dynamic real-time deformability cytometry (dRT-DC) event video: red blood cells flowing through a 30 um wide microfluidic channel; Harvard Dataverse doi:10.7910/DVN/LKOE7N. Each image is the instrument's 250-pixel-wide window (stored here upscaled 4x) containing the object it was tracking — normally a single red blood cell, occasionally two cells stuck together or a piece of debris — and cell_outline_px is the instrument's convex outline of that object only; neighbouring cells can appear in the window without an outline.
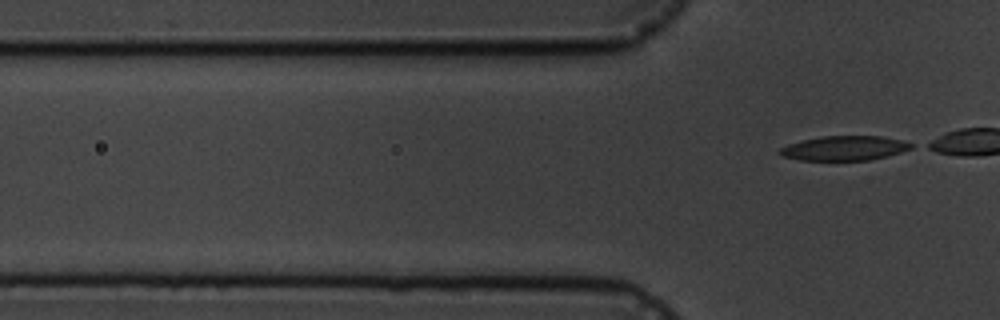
{"species": "common noctule bat (a hibernating species)", "species_latin": "Nyctalus noctula", "temperature_condition": "cold", "stored_images_in_passage": 7, "camera_frame_rate_fps": 3000, "um_per_image_px": 0.085, "animal": {"sex": "male", "body_mass_g": 19.5, "forearm_length_mm": 54.6}, "frame": {"image": 1, "passage_image": 7, "time_ms": 7.0, "image_size_px": [1000, 320], "cell_outline_px": [[912, 148], [900, 152], [868, 160], [800, 160], [780, 156], [776, 152], [780, 148], [788, 144], [820, 136], [880, 136], [904, 140], [912, 144]], "centroid_in_image_um": [71.72, 12.59], "position_along_channel_um": 54.1, "area_um2": 18.73}}